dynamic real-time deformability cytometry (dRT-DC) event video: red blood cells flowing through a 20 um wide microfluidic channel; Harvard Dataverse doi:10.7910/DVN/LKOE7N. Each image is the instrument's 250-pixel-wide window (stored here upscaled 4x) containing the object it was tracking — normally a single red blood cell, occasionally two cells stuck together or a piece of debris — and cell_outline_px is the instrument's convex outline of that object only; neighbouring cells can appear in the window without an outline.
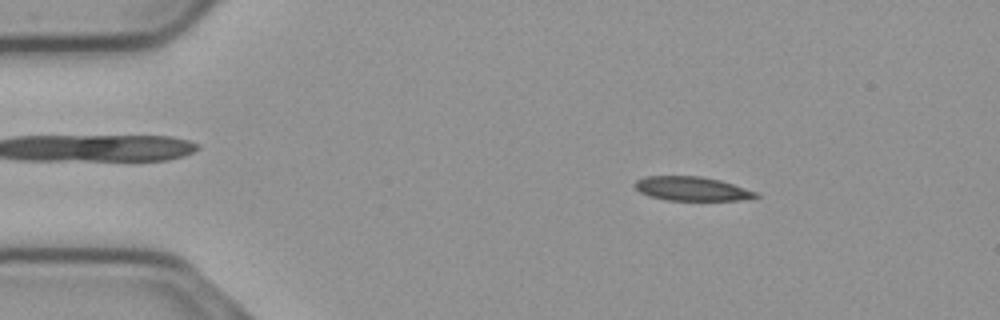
{"species": "common noctule bat (a hibernating species)", "species_latin": "Nyctalus noctula", "temperature_condition": "cold", "stored_images_in_passage": 54, "camera_frame_rate_fps": 3000, "um_per_image_px": 0.085, "animal": {"sex": "male", "body_mass_g": 23.1, "forearm_length_mm": 52.7}, "frame": {"image": 1, "passage_image": 8, "time_ms": 2.333, "image_size_px": [1000, 320], "cell_outline_px": [[760, 196], [752, 200], [668, 200], [648, 196], [640, 192], [632, 184], [636, 180], [644, 176], [700, 176], [720, 180], [760, 192]], "centroid_in_image_um": [58.86, 16.04], "position_along_channel_um": 26.1, "area_um2": 17.28}}
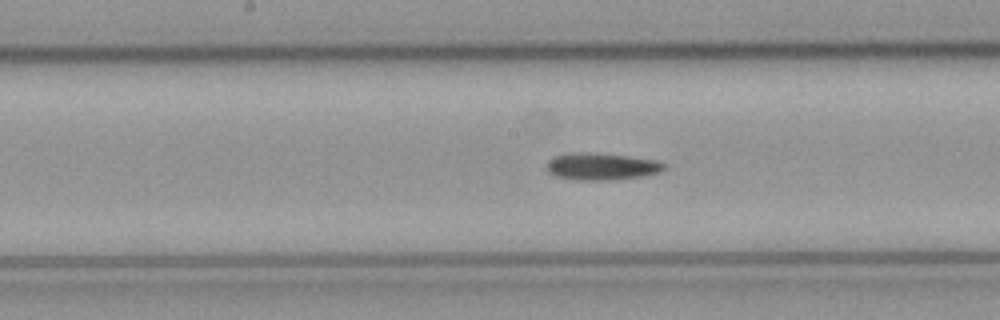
{"frame": {"image": 2, "passage_image": 27, "time_ms": 8.667, "image_size_px": [1000, 320], "cell_outline_px": [[668, 168], [660, 172], [644, 176], [612, 180], [572, 180], [556, 176], [548, 172], [548, 160], [552, 156], [572, 152], [588, 152], [628, 156], [656, 160], [668, 164]], "centroid_in_image_um": [51.16, 14.15], "position_along_channel_um": 197.0, "area_um2": 18.84}}
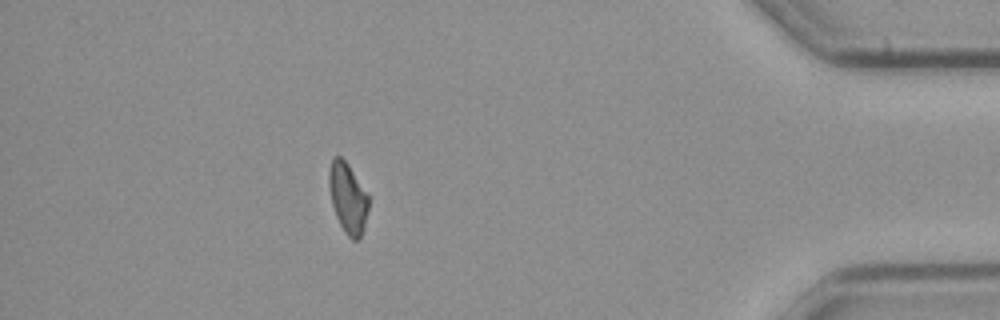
{"frame": {"image": 3, "passage_image": 48, "time_ms": 15.667, "image_size_px": [1000, 320], "cell_outline_px": [[368, 208], [364, 228], [360, 236], [356, 240], [352, 240], [344, 232], [336, 216], [332, 204], [328, 184], [328, 172], [332, 156], [340, 156], [348, 164], [368, 196]], "centroid_in_image_um": [29.54, 16.82], "position_along_channel_um": 405.7, "area_um2": 16.07}}